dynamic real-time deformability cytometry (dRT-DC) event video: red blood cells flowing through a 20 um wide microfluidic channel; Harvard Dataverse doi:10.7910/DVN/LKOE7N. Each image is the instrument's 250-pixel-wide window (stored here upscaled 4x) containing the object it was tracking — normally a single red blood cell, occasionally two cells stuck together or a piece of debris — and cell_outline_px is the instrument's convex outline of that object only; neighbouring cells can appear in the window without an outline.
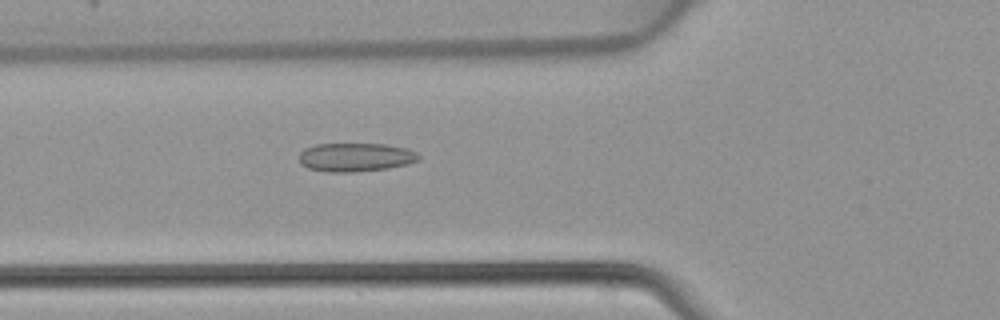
{"species": "common noctule bat (a hibernating species)", "species_latin": "Nyctalus noctula", "temperature_condition": "warm", "stored_images_in_passage": 47, "camera_frame_rate_fps": 3000, "um_per_image_px": 0.085, "animal": {"sex": "female", "body_mass_g": 22.7, "forearm_length_mm": 54.2}, "frame": {"image": 1, "passage_image": 17, "time_ms": 5.333, "image_size_px": [1000, 320], "cell_outline_px": [[420, 160], [408, 164], [388, 168], [352, 172], [328, 172], [308, 168], [300, 164], [300, 152], [304, 148], [316, 144], [384, 144], [408, 148], [416, 152], [420, 156]], "centroid_in_image_um": [30.23, 13.36], "position_along_channel_um": 95.6, "area_um2": 20.06}}
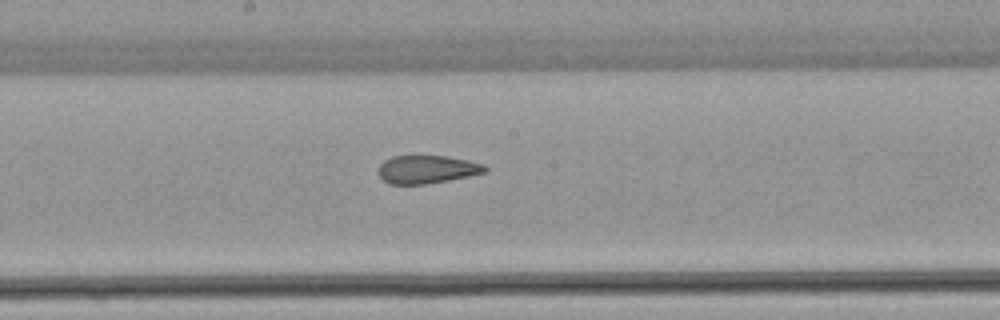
{"frame": {"image": 2, "passage_image": 25, "time_ms": 8.0, "image_size_px": [1000, 320], "cell_outline_px": [[488, 168], [484, 172], [468, 176], [448, 180], [424, 184], [388, 184], [380, 176], [380, 164], [384, 160], [392, 156], [448, 156], [468, 160], [484, 164]], "centroid_in_image_um": [36.3, 14.39], "position_along_channel_um": 211.9, "area_um2": 17.28}}
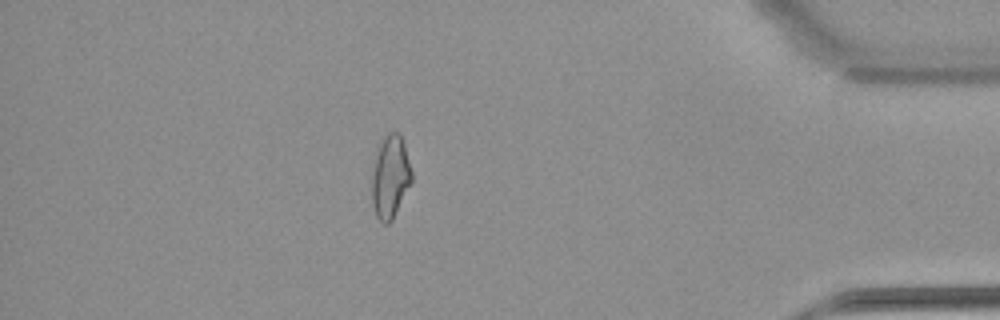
{"frame": {"image": 3, "passage_image": 41, "time_ms": 13.333, "image_size_px": [1000, 320], "cell_outline_px": [[412, 180], [392, 220], [388, 224], [384, 224], [376, 216], [372, 204], [372, 172], [376, 156], [380, 144], [384, 136], [388, 132], [400, 132], [404, 144], [412, 172]], "centroid_in_image_um": [33.17, 15.03], "position_along_channel_um": 402.0, "area_um2": 19.02}}